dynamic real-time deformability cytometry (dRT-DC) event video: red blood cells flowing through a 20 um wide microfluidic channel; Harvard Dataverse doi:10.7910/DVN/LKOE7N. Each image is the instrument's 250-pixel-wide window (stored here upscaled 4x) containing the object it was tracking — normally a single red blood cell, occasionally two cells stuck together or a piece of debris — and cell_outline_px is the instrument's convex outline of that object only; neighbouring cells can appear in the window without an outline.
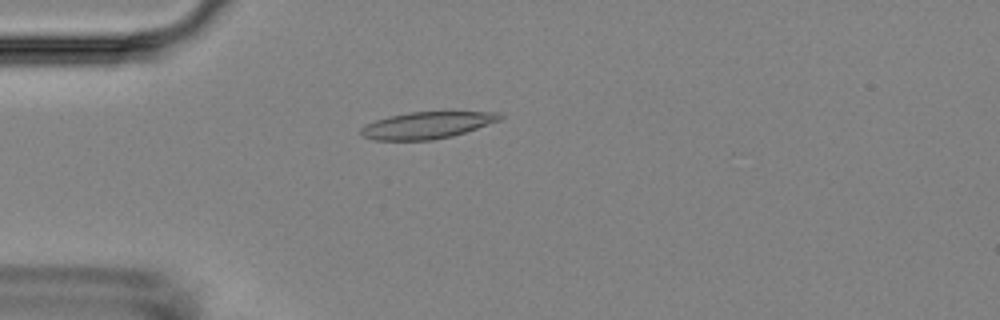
{"species": "Egyptian fruit bat (a non-hibernating species)", "species_latin": "Rousettus aegyptiacus", "temperature_condition": "room temperature", "stored_images_in_passage": 10, "camera_frame_rate_fps": 3000, "um_per_image_px": 0.085, "animal": {"sex": "female"}, "frame": {"image": 1, "passage_image": 5, "time_ms": 4.667, "image_size_px": [1000, 320], "cell_outline_px": [[504, 116], [500, 120], [452, 136], [432, 140], [376, 140], [360, 136], [360, 128], [364, 124], [388, 116], [408, 112], [452, 108], [504, 112]], "centroid_in_image_um": [36.4, 10.56], "position_along_channel_um": 48.6, "area_um2": 23.12}}
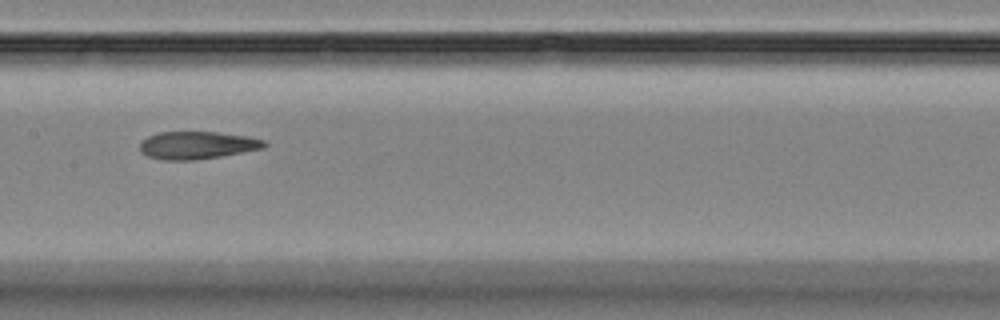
{"frame": {"image": 2, "passage_image": 9, "time_ms": 9.0, "image_size_px": [1000, 320], "cell_outline_px": [[268, 144], [264, 148], [220, 156], [192, 160], [160, 160], [148, 156], [140, 152], [140, 140], [148, 136], [160, 132], [216, 132], [244, 136], [264, 140]], "centroid_in_image_um": [16.71, 12.34], "position_along_channel_um": 190.7, "area_um2": 19.94}}
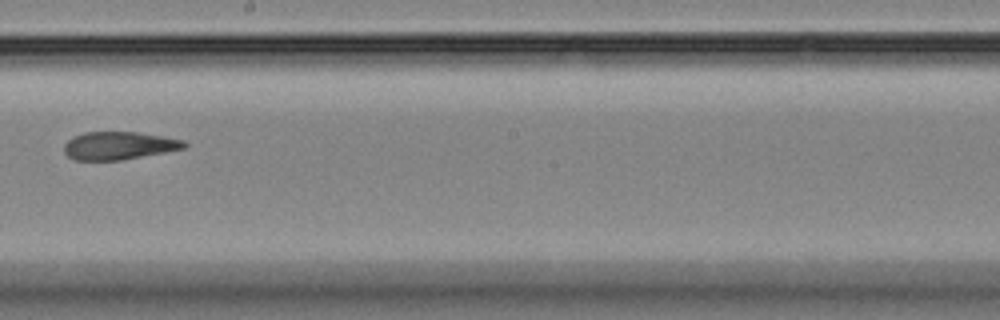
{"frame": {"image": 3, "passage_image": 10, "time_ms": 10.333, "image_size_px": [1000, 320], "cell_outline_px": [[188, 144], [184, 148], [164, 152], [120, 160], [72, 160], [64, 152], [64, 144], [68, 140], [84, 132], [136, 132], [164, 136], [184, 140]], "centroid_in_image_um": [10.1, 12.38], "position_along_channel_um": 238.1, "area_um2": 19.42}}